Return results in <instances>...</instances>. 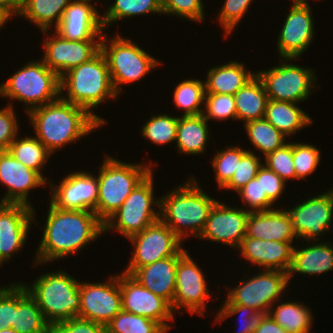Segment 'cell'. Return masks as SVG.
Masks as SVG:
<instances>
[{
    "mask_svg": "<svg viewBox=\"0 0 333 333\" xmlns=\"http://www.w3.org/2000/svg\"><path fill=\"white\" fill-rule=\"evenodd\" d=\"M119 275L122 310L154 320L168 331L170 325L166 321H174L171 304L143 287L131 275L124 272Z\"/></svg>",
    "mask_w": 333,
    "mask_h": 333,
    "instance_id": "14",
    "label": "cell"
},
{
    "mask_svg": "<svg viewBox=\"0 0 333 333\" xmlns=\"http://www.w3.org/2000/svg\"><path fill=\"white\" fill-rule=\"evenodd\" d=\"M234 98L237 120L245 124L264 118L269 98L257 74L234 94Z\"/></svg>",
    "mask_w": 333,
    "mask_h": 333,
    "instance_id": "29",
    "label": "cell"
},
{
    "mask_svg": "<svg viewBox=\"0 0 333 333\" xmlns=\"http://www.w3.org/2000/svg\"><path fill=\"white\" fill-rule=\"evenodd\" d=\"M18 123L11 103L0 109V151L8 150L11 142L17 137Z\"/></svg>",
    "mask_w": 333,
    "mask_h": 333,
    "instance_id": "52",
    "label": "cell"
},
{
    "mask_svg": "<svg viewBox=\"0 0 333 333\" xmlns=\"http://www.w3.org/2000/svg\"><path fill=\"white\" fill-rule=\"evenodd\" d=\"M244 126L253 146L263 152L264 157L286 144V136L265 118L249 121Z\"/></svg>",
    "mask_w": 333,
    "mask_h": 333,
    "instance_id": "36",
    "label": "cell"
},
{
    "mask_svg": "<svg viewBox=\"0 0 333 333\" xmlns=\"http://www.w3.org/2000/svg\"><path fill=\"white\" fill-rule=\"evenodd\" d=\"M43 177L16 160L8 150L0 151V182L8 188L0 203L31 206L28 193L32 188L46 184Z\"/></svg>",
    "mask_w": 333,
    "mask_h": 333,
    "instance_id": "22",
    "label": "cell"
},
{
    "mask_svg": "<svg viewBox=\"0 0 333 333\" xmlns=\"http://www.w3.org/2000/svg\"><path fill=\"white\" fill-rule=\"evenodd\" d=\"M162 13L198 21L205 19L202 0H161Z\"/></svg>",
    "mask_w": 333,
    "mask_h": 333,
    "instance_id": "47",
    "label": "cell"
},
{
    "mask_svg": "<svg viewBox=\"0 0 333 333\" xmlns=\"http://www.w3.org/2000/svg\"><path fill=\"white\" fill-rule=\"evenodd\" d=\"M128 239L135 246L133 257L124 270V273L129 275L158 260L183 256L187 252L181 248L182 240L161 220Z\"/></svg>",
    "mask_w": 333,
    "mask_h": 333,
    "instance_id": "11",
    "label": "cell"
},
{
    "mask_svg": "<svg viewBox=\"0 0 333 333\" xmlns=\"http://www.w3.org/2000/svg\"><path fill=\"white\" fill-rule=\"evenodd\" d=\"M16 312V283L0 288V330L14 327Z\"/></svg>",
    "mask_w": 333,
    "mask_h": 333,
    "instance_id": "51",
    "label": "cell"
},
{
    "mask_svg": "<svg viewBox=\"0 0 333 333\" xmlns=\"http://www.w3.org/2000/svg\"><path fill=\"white\" fill-rule=\"evenodd\" d=\"M207 119L198 116H179L176 143L179 153L198 155L205 151L209 140ZM208 139V140H207Z\"/></svg>",
    "mask_w": 333,
    "mask_h": 333,
    "instance_id": "31",
    "label": "cell"
},
{
    "mask_svg": "<svg viewBox=\"0 0 333 333\" xmlns=\"http://www.w3.org/2000/svg\"><path fill=\"white\" fill-rule=\"evenodd\" d=\"M67 90L66 96L61 99L85 108L102 125L104 119L94 114L91 108L112 98L116 100L118 94L115 92L109 73L107 61L99 51L89 61L73 67L60 77V94Z\"/></svg>",
    "mask_w": 333,
    "mask_h": 333,
    "instance_id": "4",
    "label": "cell"
},
{
    "mask_svg": "<svg viewBox=\"0 0 333 333\" xmlns=\"http://www.w3.org/2000/svg\"><path fill=\"white\" fill-rule=\"evenodd\" d=\"M178 117L167 114L153 115L142 126V136L154 144H168L176 141Z\"/></svg>",
    "mask_w": 333,
    "mask_h": 333,
    "instance_id": "40",
    "label": "cell"
},
{
    "mask_svg": "<svg viewBox=\"0 0 333 333\" xmlns=\"http://www.w3.org/2000/svg\"><path fill=\"white\" fill-rule=\"evenodd\" d=\"M78 281L67 272L56 271L40 275L31 288L23 285L42 310L45 320L53 325L79 317L81 282Z\"/></svg>",
    "mask_w": 333,
    "mask_h": 333,
    "instance_id": "5",
    "label": "cell"
},
{
    "mask_svg": "<svg viewBox=\"0 0 333 333\" xmlns=\"http://www.w3.org/2000/svg\"><path fill=\"white\" fill-rule=\"evenodd\" d=\"M27 114L34 127L36 138L51 154L102 125L85 108L61 98L34 108Z\"/></svg>",
    "mask_w": 333,
    "mask_h": 333,
    "instance_id": "2",
    "label": "cell"
},
{
    "mask_svg": "<svg viewBox=\"0 0 333 333\" xmlns=\"http://www.w3.org/2000/svg\"><path fill=\"white\" fill-rule=\"evenodd\" d=\"M249 212L250 209L232 208L217 201L210 211L199 239L221 242L238 248L246 236Z\"/></svg>",
    "mask_w": 333,
    "mask_h": 333,
    "instance_id": "19",
    "label": "cell"
},
{
    "mask_svg": "<svg viewBox=\"0 0 333 333\" xmlns=\"http://www.w3.org/2000/svg\"><path fill=\"white\" fill-rule=\"evenodd\" d=\"M286 182L266 165L261 166V187L262 195H267L268 199L274 203L280 198Z\"/></svg>",
    "mask_w": 333,
    "mask_h": 333,
    "instance_id": "53",
    "label": "cell"
},
{
    "mask_svg": "<svg viewBox=\"0 0 333 333\" xmlns=\"http://www.w3.org/2000/svg\"><path fill=\"white\" fill-rule=\"evenodd\" d=\"M238 193L241 195L244 204L251 208V212L272 209L270 207H272L273 203L268 199L267 195H262L261 167L258 170L257 176L242 187Z\"/></svg>",
    "mask_w": 333,
    "mask_h": 333,
    "instance_id": "48",
    "label": "cell"
},
{
    "mask_svg": "<svg viewBox=\"0 0 333 333\" xmlns=\"http://www.w3.org/2000/svg\"><path fill=\"white\" fill-rule=\"evenodd\" d=\"M217 312V316H215V320L218 321L223 320L226 317H230L231 315H236L237 313L241 314V327L236 333H254L256 328L259 326L262 318L266 315L263 313H258L253 308L248 306L241 305H222Z\"/></svg>",
    "mask_w": 333,
    "mask_h": 333,
    "instance_id": "46",
    "label": "cell"
},
{
    "mask_svg": "<svg viewBox=\"0 0 333 333\" xmlns=\"http://www.w3.org/2000/svg\"><path fill=\"white\" fill-rule=\"evenodd\" d=\"M248 151L249 149L243 150L236 145L224 151H217L212 159V166L219 187L223 188L230 181L237 168V159H241Z\"/></svg>",
    "mask_w": 333,
    "mask_h": 333,
    "instance_id": "41",
    "label": "cell"
},
{
    "mask_svg": "<svg viewBox=\"0 0 333 333\" xmlns=\"http://www.w3.org/2000/svg\"><path fill=\"white\" fill-rule=\"evenodd\" d=\"M73 0H25L19 16H25L47 34L55 21V27L62 20L65 9Z\"/></svg>",
    "mask_w": 333,
    "mask_h": 333,
    "instance_id": "33",
    "label": "cell"
},
{
    "mask_svg": "<svg viewBox=\"0 0 333 333\" xmlns=\"http://www.w3.org/2000/svg\"><path fill=\"white\" fill-rule=\"evenodd\" d=\"M205 84L198 79H188L180 82L173 94L175 106L183 109V116H198L204 110L200 107L205 102Z\"/></svg>",
    "mask_w": 333,
    "mask_h": 333,
    "instance_id": "38",
    "label": "cell"
},
{
    "mask_svg": "<svg viewBox=\"0 0 333 333\" xmlns=\"http://www.w3.org/2000/svg\"><path fill=\"white\" fill-rule=\"evenodd\" d=\"M107 39L103 34L100 51L107 61L112 86L118 95L122 91L119 85L139 81L160 64L132 40L116 35L108 45Z\"/></svg>",
    "mask_w": 333,
    "mask_h": 333,
    "instance_id": "8",
    "label": "cell"
},
{
    "mask_svg": "<svg viewBox=\"0 0 333 333\" xmlns=\"http://www.w3.org/2000/svg\"><path fill=\"white\" fill-rule=\"evenodd\" d=\"M269 70L256 72L269 99L298 103L307 100L317 78L314 71L298 65L284 63Z\"/></svg>",
    "mask_w": 333,
    "mask_h": 333,
    "instance_id": "12",
    "label": "cell"
},
{
    "mask_svg": "<svg viewBox=\"0 0 333 333\" xmlns=\"http://www.w3.org/2000/svg\"><path fill=\"white\" fill-rule=\"evenodd\" d=\"M8 151L16 160L38 172L41 176V168L51 157L48 149L36 137L32 136L22 139L16 137L11 142Z\"/></svg>",
    "mask_w": 333,
    "mask_h": 333,
    "instance_id": "35",
    "label": "cell"
},
{
    "mask_svg": "<svg viewBox=\"0 0 333 333\" xmlns=\"http://www.w3.org/2000/svg\"><path fill=\"white\" fill-rule=\"evenodd\" d=\"M264 160L265 165L285 182L290 178L298 179L293 162V143H286L268 154Z\"/></svg>",
    "mask_w": 333,
    "mask_h": 333,
    "instance_id": "43",
    "label": "cell"
},
{
    "mask_svg": "<svg viewBox=\"0 0 333 333\" xmlns=\"http://www.w3.org/2000/svg\"><path fill=\"white\" fill-rule=\"evenodd\" d=\"M152 169L149 165L123 163L110 156L100 166L98 180V198L95 213L104 223L123 204Z\"/></svg>",
    "mask_w": 333,
    "mask_h": 333,
    "instance_id": "6",
    "label": "cell"
},
{
    "mask_svg": "<svg viewBox=\"0 0 333 333\" xmlns=\"http://www.w3.org/2000/svg\"><path fill=\"white\" fill-rule=\"evenodd\" d=\"M208 283L201 269L186 252L178 261L176 267V288L171 307L173 312L185 308L191 314L204 316L206 300L210 298Z\"/></svg>",
    "mask_w": 333,
    "mask_h": 333,
    "instance_id": "16",
    "label": "cell"
},
{
    "mask_svg": "<svg viewBox=\"0 0 333 333\" xmlns=\"http://www.w3.org/2000/svg\"><path fill=\"white\" fill-rule=\"evenodd\" d=\"M254 333H288L269 314H266Z\"/></svg>",
    "mask_w": 333,
    "mask_h": 333,
    "instance_id": "54",
    "label": "cell"
},
{
    "mask_svg": "<svg viewBox=\"0 0 333 333\" xmlns=\"http://www.w3.org/2000/svg\"><path fill=\"white\" fill-rule=\"evenodd\" d=\"M306 306L299 302L282 301L274 310H270L269 315L288 333H309L313 318Z\"/></svg>",
    "mask_w": 333,
    "mask_h": 333,
    "instance_id": "34",
    "label": "cell"
},
{
    "mask_svg": "<svg viewBox=\"0 0 333 333\" xmlns=\"http://www.w3.org/2000/svg\"><path fill=\"white\" fill-rule=\"evenodd\" d=\"M292 243L265 241L245 236L238 247L242 257L266 270L289 272L293 256Z\"/></svg>",
    "mask_w": 333,
    "mask_h": 333,
    "instance_id": "24",
    "label": "cell"
},
{
    "mask_svg": "<svg viewBox=\"0 0 333 333\" xmlns=\"http://www.w3.org/2000/svg\"><path fill=\"white\" fill-rule=\"evenodd\" d=\"M25 0H0V7L10 16H18Z\"/></svg>",
    "mask_w": 333,
    "mask_h": 333,
    "instance_id": "55",
    "label": "cell"
},
{
    "mask_svg": "<svg viewBox=\"0 0 333 333\" xmlns=\"http://www.w3.org/2000/svg\"><path fill=\"white\" fill-rule=\"evenodd\" d=\"M333 270V246L327 243L312 244L304 248H293L292 264L288 272L316 275Z\"/></svg>",
    "mask_w": 333,
    "mask_h": 333,
    "instance_id": "28",
    "label": "cell"
},
{
    "mask_svg": "<svg viewBox=\"0 0 333 333\" xmlns=\"http://www.w3.org/2000/svg\"><path fill=\"white\" fill-rule=\"evenodd\" d=\"M107 281L80 283V318L106 326L122 310L119 275Z\"/></svg>",
    "mask_w": 333,
    "mask_h": 333,
    "instance_id": "13",
    "label": "cell"
},
{
    "mask_svg": "<svg viewBox=\"0 0 333 333\" xmlns=\"http://www.w3.org/2000/svg\"><path fill=\"white\" fill-rule=\"evenodd\" d=\"M44 41L45 53L42 61L59 77L73 67L89 61L100 51L101 39L67 40L57 32Z\"/></svg>",
    "mask_w": 333,
    "mask_h": 333,
    "instance_id": "18",
    "label": "cell"
},
{
    "mask_svg": "<svg viewBox=\"0 0 333 333\" xmlns=\"http://www.w3.org/2000/svg\"><path fill=\"white\" fill-rule=\"evenodd\" d=\"M181 257L173 256L158 260L136 269L131 276L143 287L172 304L176 288L177 261Z\"/></svg>",
    "mask_w": 333,
    "mask_h": 333,
    "instance_id": "26",
    "label": "cell"
},
{
    "mask_svg": "<svg viewBox=\"0 0 333 333\" xmlns=\"http://www.w3.org/2000/svg\"><path fill=\"white\" fill-rule=\"evenodd\" d=\"M153 188L151 172L135 187L120 208L104 222V231L116 229L126 238H130L160 220V211H154L152 208V205L160 208V199L154 198Z\"/></svg>",
    "mask_w": 333,
    "mask_h": 333,
    "instance_id": "9",
    "label": "cell"
},
{
    "mask_svg": "<svg viewBox=\"0 0 333 333\" xmlns=\"http://www.w3.org/2000/svg\"><path fill=\"white\" fill-rule=\"evenodd\" d=\"M255 75L256 73L246 71L244 64L237 61L212 67L204 81L205 93L234 95Z\"/></svg>",
    "mask_w": 333,
    "mask_h": 333,
    "instance_id": "27",
    "label": "cell"
},
{
    "mask_svg": "<svg viewBox=\"0 0 333 333\" xmlns=\"http://www.w3.org/2000/svg\"><path fill=\"white\" fill-rule=\"evenodd\" d=\"M0 333H18V332L15 329H13L12 327H7V328L1 329Z\"/></svg>",
    "mask_w": 333,
    "mask_h": 333,
    "instance_id": "57",
    "label": "cell"
},
{
    "mask_svg": "<svg viewBox=\"0 0 333 333\" xmlns=\"http://www.w3.org/2000/svg\"><path fill=\"white\" fill-rule=\"evenodd\" d=\"M95 6L86 0H73L65 9L62 20L55 27V32L67 40L101 39L103 25Z\"/></svg>",
    "mask_w": 333,
    "mask_h": 333,
    "instance_id": "23",
    "label": "cell"
},
{
    "mask_svg": "<svg viewBox=\"0 0 333 333\" xmlns=\"http://www.w3.org/2000/svg\"><path fill=\"white\" fill-rule=\"evenodd\" d=\"M101 16L103 28L111 23L147 13L162 14L161 0H115ZM146 13V14H145Z\"/></svg>",
    "mask_w": 333,
    "mask_h": 333,
    "instance_id": "37",
    "label": "cell"
},
{
    "mask_svg": "<svg viewBox=\"0 0 333 333\" xmlns=\"http://www.w3.org/2000/svg\"><path fill=\"white\" fill-rule=\"evenodd\" d=\"M309 5L293 1L281 28L277 49L286 62L300 57L314 38V23Z\"/></svg>",
    "mask_w": 333,
    "mask_h": 333,
    "instance_id": "17",
    "label": "cell"
},
{
    "mask_svg": "<svg viewBox=\"0 0 333 333\" xmlns=\"http://www.w3.org/2000/svg\"><path fill=\"white\" fill-rule=\"evenodd\" d=\"M0 95L25 103L27 113L60 98V77L42 60L30 61L0 84Z\"/></svg>",
    "mask_w": 333,
    "mask_h": 333,
    "instance_id": "7",
    "label": "cell"
},
{
    "mask_svg": "<svg viewBox=\"0 0 333 333\" xmlns=\"http://www.w3.org/2000/svg\"><path fill=\"white\" fill-rule=\"evenodd\" d=\"M262 165L259 157L249 150L241 159H237V168L230 181L223 188L238 192L257 176L258 170Z\"/></svg>",
    "mask_w": 333,
    "mask_h": 333,
    "instance_id": "44",
    "label": "cell"
},
{
    "mask_svg": "<svg viewBox=\"0 0 333 333\" xmlns=\"http://www.w3.org/2000/svg\"><path fill=\"white\" fill-rule=\"evenodd\" d=\"M191 177L184 185L160 198V220L181 240L190 230L197 238L217 200L208 196Z\"/></svg>",
    "mask_w": 333,
    "mask_h": 333,
    "instance_id": "3",
    "label": "cell"
},
{
    "mask_svg": "<svg viewBox=\"0 0 333 333\" xmlns=\"http://www.w3.org/2000/svg\"><path fill=\"white\" fill-rule=\"evenodd\" d=\"M158 322L121 310L107 325L106 333H165Z\"/></svg>",
    "mask_w": 333,
    "mask_h": 333,
    "instance_id": "39",
    "label": "cell"
},
{
    "mask_svg": "<svg viewBox=\"0 0 333 333\" xmlns=\"http://www.w3.org/2000/svg\"><path fill=\"white\" fill-rule=\"evenodd\" d=\"M203 116L207 120H227L232 118L237 119L236 105L234 95L230 94H205ZM207 113V114H206Z\"/></svg>",
    "mask_w": 333,
    "mask_h": 333,
    "instance_id": "42",
    "label": "cell"
},
{
    "mask_svg": "<svg viewBox=\"0 0 333 333\" xmlns=\"http://www.w3.org/2000/svg\"><path fill=\"white\" fill-rule=\"evenodd\" d=\"M292 218L294 232L301 240L317 241L322 233L329 231L333 221V189L311 197L287 209Z\"/></svg>",
    "mask_w": 333,
    "mask_h": 333,
    "instance_id": "15",
    "label": "cell"
},
{
    "mask_svg": "<svg viewBox=\"0 0 333 333\" xmlns=\"http://www.w3.org/2000/svg\"><path fill=\"white\" fill-rule=\"evenodd\" d=\"M296 3H303V4H308V2H306V0H293Z\"/></svg>",
    "mask_w": 333,
    "mask_h": 333,
    "instance_id": "58",
    "label": "cell"
},
{
    "mask_svg": "<svg viewBox=\"0 0 333 333\" xmlns=\"http://www.w3.org/2000/svg\"><path fill=\"white\" fill-rule=\"evenodd\" d=\"M296 104L272 99H269L267 103L264 118L282 132L286 138L312 123V119Z\"/></svg>",
    "mask_w": 333,
    "mask_h": 333,
    "instance_id": "32",
    "label": "cell"
},
{
    "mask_svg": "<svg viewBox=\"0 0 333 333\" xmlns=\"http://www.w3.org/2000/svg\"><path fill=\"white\" fill-rule=\"evenodd\" d=\"M48 210L36 265L76 254L104 233V223L94 211L60 209L51 202Z\"/></svg>",
    "mask_w": 333,
    "mask_h": 333,
    "instance_id": "1",
    "label": "cell"
},
{
    "mask_svg": "<svg viewBox=\"0 0 333 333\" xmlns=\"http://www.w3.org/2000/svg\"><path fill=\"white\" fill-rule=\"evenodd\" d=\"M50 333H106V326L91 320L74 317L50 325Z\"/></svg>",
    "mask_w": 333,
    "mask_h": 333,
    "instance_id": "50",
    "label": "cell"
},
{
    "mask_svg": "<svg viewBox=\"0 0 333 333\" xmlns=\"http://www.w3.org/2000/svg\"><path fill=\"white\" fill-rule=\"evenodd\" d=\"M319 151L309 144L293 143V162L298 179H306L316 170L321 159Z\"/></svg>",
    "mask_w": 333,
    "mask_h": 333,
    "instance_id": "45",
    "label": "cell"
},
{
    "mask_svg": "<svg viewBox=\"0 0 333 333\" xmlns=\"http://www.w3.org/2000/svg\"><path fill=\"white\" fill-rule=\"evenodd\" d=\"M32 206L0 203V265L23 248L34 219ZM17 251V252H16Z\"/></svg>",
    "mask_w": 333,
    "mask_h": 333,
    "instance_id": "20",
    "label": "cell"
},
{
    "mask_svg": "<svg viewBox=\"0 0 333 333\" xmlns=\"http://www.w3.org/2000/svg\"><path fill=\"white\" fill-rule=\"evenodd\" d=\"M246 236L265 241L293 243L297 236L287 210L270 209L249 212Z\"/></svg>",
    "mask_w": 333,
    "mask_h": 333,
    "instance_id": "25",
    "label": "cell"
},
{
    "mask_svg": "<svg viewBox=\"0 0 333 333\" xmlns=\"http://www.w3.org/2000/svg\"><path fill=\"white\" fill-rule=\"evenodd\" d=\"M18 333H49L50 324L25 286L16 283L14 327Z\"/></svg>",
    "mask_w": 333,
    "mask_h": 333,
    "instance_id": "30",
    "label": "cell"
},
{
    "mask_svg": "<svg viewBox=\"0 0 333 333\" xmlns=\"http://www.w3.org/2000/svg\"><path fill=\"white\" fill-rule=\"evenodd\" d=\"M52 186V187H51ZM52 189L51 203L60 209L94 211L98 198L97 176L88 172H73Z\"/></svg>",
    "mask_w": 333,
    "mask_h": 333,
    "instance_id": "21",
    "label": "cell"
},
{
    "mask_svg": "<svg viewBox=\"0 0 333 333\" xmlns=\"http://www.w3.org/2000/svg\"><path fill=\"white\" fill-rule=\"evenodd\" d=\"M240 285L231 288L223 305H241L253 308L258 313L269 314L273 302L280 301L281 294L289 285L287 272L264 270L258 275L240 281ZM278 301V302H276Z\"/></svg>",
    "mask_w": 333,
    "mask_h": 333,
    "instance_id": "10",
    "label": "cell"
},
{
    "mask_svg": "<svg viewBox=\"0 0 333 333\" xmlns=\"http://www.w3.org/2000/svg\"><path fill=\"white\" fill-rule=\"evenodd\" d=\"M253 0H225L223 8L220 9L219 21L225 31L224 35H229L230 32L248 11Z\"/></svg>",
    "mask_w": 333,
    "mask_h": 333,
    "instance_id": "49",
    "label": "cell"
},
{
    "mask_svg": "<svg viewBox=\"0 0 333 333\" xmlns=\"http://www.w3.org/2000/svg\"><path fill=\"white\" fill-rule=\"evenodd\" d=\"M11 16L0 7V28L4 26Z\"/></svg>",
    "mask_w": 333,
    "mask_h": 333,
    "instance_id": "56",
    "label": "cell"
}]
</instances>
